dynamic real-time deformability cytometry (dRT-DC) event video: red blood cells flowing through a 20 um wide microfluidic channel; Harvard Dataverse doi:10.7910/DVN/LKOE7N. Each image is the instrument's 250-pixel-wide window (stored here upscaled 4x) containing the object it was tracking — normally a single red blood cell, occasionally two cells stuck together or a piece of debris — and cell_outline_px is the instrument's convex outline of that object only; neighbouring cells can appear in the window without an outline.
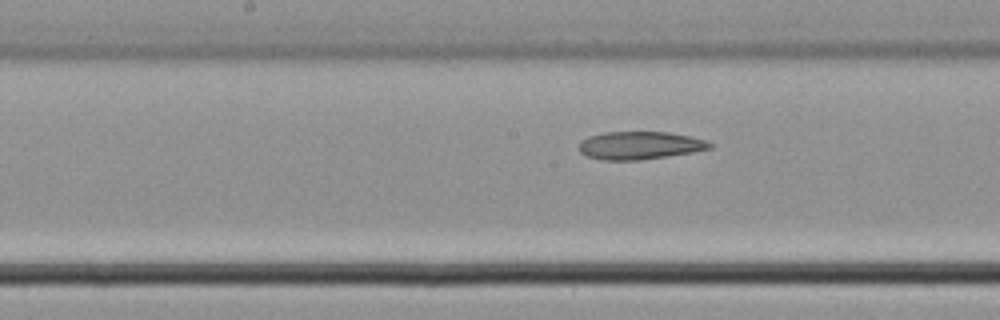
{"species": "common noctule bat (a hibernating species)", "species_latin": "Nyctalus noctula", "temperature_condition": "cold", "stored_images_in_passage": 7, "camera_frame_rate_fps": 3000, "um_per_image_px": 0.085, "animal": {"sex": "male", "body_mass_g": 21.5, "forearm_length_mm": 52.0}, "frame": {"image": 1, "passage_image": 7, "time_ms": 2.0, "image_size_px": [1000, 320], "cell_outline_px": [[712, 148], [692, 152], [640, 160], [600, 160], [584, 156], [580, 152], [580, 140], [588, 136], [604, 132], [668, 132], [708, 140], [712, 144]], "centroid_in_image_um": [54.35, 12.36], "position_along_channel_um": 193.9, "area_um2": 21.33}}